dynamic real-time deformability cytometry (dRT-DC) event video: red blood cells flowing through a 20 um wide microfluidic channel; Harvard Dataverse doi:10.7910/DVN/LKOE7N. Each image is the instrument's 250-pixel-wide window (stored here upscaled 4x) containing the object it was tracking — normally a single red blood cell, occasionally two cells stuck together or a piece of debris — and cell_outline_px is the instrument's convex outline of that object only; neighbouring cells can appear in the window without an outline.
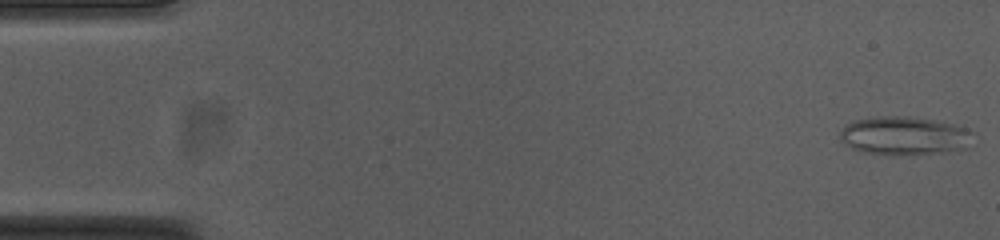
{"species": "common noctule bat (a hibernating species)", "species_latin": "Nyctalus noctula", "temperature_condition": "cold", "stored_images_in_passage": 53, "camera_frame_rate_fps": 3000, "um_per_image_px": 0.085, "animal": {"sex": "female", "body_mass_g": 23.0, "forearm_length_mm": 53.4}, "frame": {"image": 1, "passage_image": 1, "time_ms": 0.0, "image_size_px": [1000, 240], "cell_outline_px": [[972, 132], [968, 148], [944, 152], [896, 156], [864, 152], [852, 148], [844, 144], [840, 140], [840, 132], [844, 124], [852, 120], [876, 116], [908, 116], [936, 120], [968, 128]], "centroid_in_image_um": [76.83, 11.54], "position_along_channel_um": 8.2, "area_um2": 30.29}}
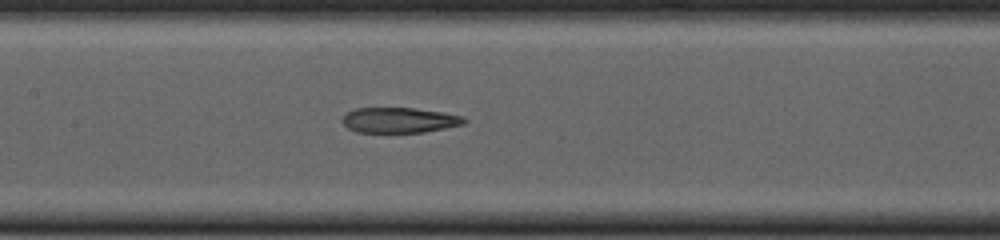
{"frame": {"image": 2, "passage_image": 25, "time_ms": 8.0, "image_size_px": [1000, 240], "cell_outline_px": [[468, 120], [464, 124], [424, 132], [356, 132], [348, 128], [340, 120], [348, 112], [356, 108], [412, 108], [444, 112], [464, 116]], "centroid_in_image_um": [33.97, 10.21], "position_along_channel_um": 173.4, "area_um2": 17.98}}
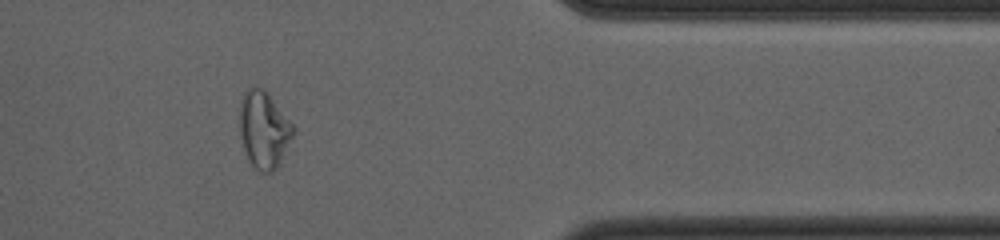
{"frame": {"image": 3, "passage_image": 44, "time_ms": 14.333, "image_size_px": [1000, 240], "cell_outline_px": [[296, 128], [280, 164], [272, 172], [260, 172], [248, 160], [240, 136], [240, 104], [244, 92], [252, 84], [264, 88], [268, 92]], "centroid_in_image_um": [22.43, 10.99], "position_along_channel_um": 389.0, "area_um2": 24.22}, "authors_computed_cell_mechanics": {"area_um2": 22.0796, "velocity_mm_per_s": 3.7544, "shape_relaxation_time_tau1_ms": null, "shape_relaxation_time_tau2_ms": 4.9972, "deformation_change_tau1": null, "deformation_change_tau2": 0.1575}}